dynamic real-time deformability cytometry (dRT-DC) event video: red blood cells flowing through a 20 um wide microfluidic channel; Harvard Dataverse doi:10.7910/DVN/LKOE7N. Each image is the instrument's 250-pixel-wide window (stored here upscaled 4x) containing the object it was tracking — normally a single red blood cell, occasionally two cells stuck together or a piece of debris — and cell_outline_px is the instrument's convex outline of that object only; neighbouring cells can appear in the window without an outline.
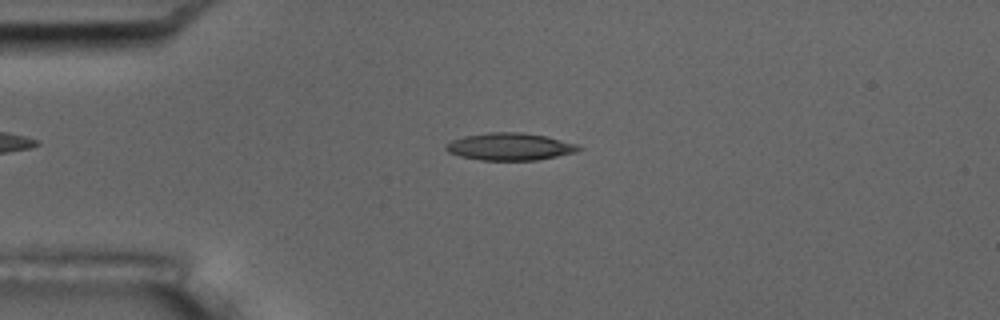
{"species": "common noctule bat (a hibernating species)", "species_latin": "Nyctalus noctula", "temperature_condition": "room temperature", "stored_images_in_passage": 6, "camera_frame_rate_fps": 3000, "um_per_image_px": 0.085, "animal": {"sex": "male", "body_mass_g": 17.5, "forearm_length_mm": 52.3}, "frame": {"image": 1, "passage_image": 3, "time_ms": 2.0, "image_size_px": [1000, 320], "cell_outline_px": [[584, 148], [576, 152], [536, 160], [480, 160], [460, 156], [448, 152], [444, 148], [444, 144], [452, 140], [464, 136], [488, 132], [520, 132], [548, 136], [576, 144]], "centroid_in_image_um": [43.32, 12.46], "position_along_channel_um": 41.7, "area_um2": 21.21}}